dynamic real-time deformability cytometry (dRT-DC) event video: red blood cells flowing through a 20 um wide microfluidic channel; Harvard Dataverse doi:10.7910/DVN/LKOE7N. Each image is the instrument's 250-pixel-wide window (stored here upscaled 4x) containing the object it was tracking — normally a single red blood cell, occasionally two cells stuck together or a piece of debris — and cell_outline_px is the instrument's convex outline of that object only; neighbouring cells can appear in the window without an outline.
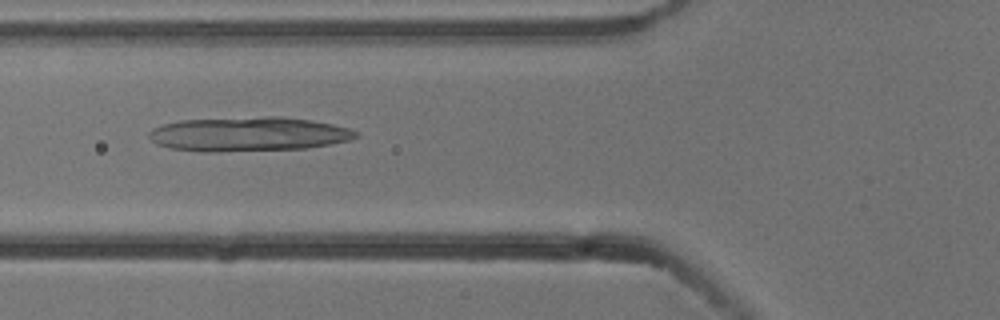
{"species": "common noctule bat (a hibernating species)", "species_latin": "Nyctalus noctula", "temperature_condition": "cold", "stored_images_in_passage": 6, "camera_frame_rate_fps": 3000, "um_per_image_px": 0.085, "animal": {"sex": "male", "body_mass_g": 13.3}, "frame": {"image": 1, "passage_image": 3, "time_ms": 0.667, "image_size_px": [1000, 320], "cell_outline_px": [[360, 136], [348, 140], [308, 148], [212, 152], [200, 152], [168, 148], [156, 144], [148, 136], [148, 132], [152, 128], [164, 124], [180, 120], [268, 116], [280, 116], [308, 120], [332, 124], [348, 128], [360, 132]], "centroid_in_image_um": [21.08, 11.4], "position_along_channel_um": 104.7, "area_um2": 41.5}}
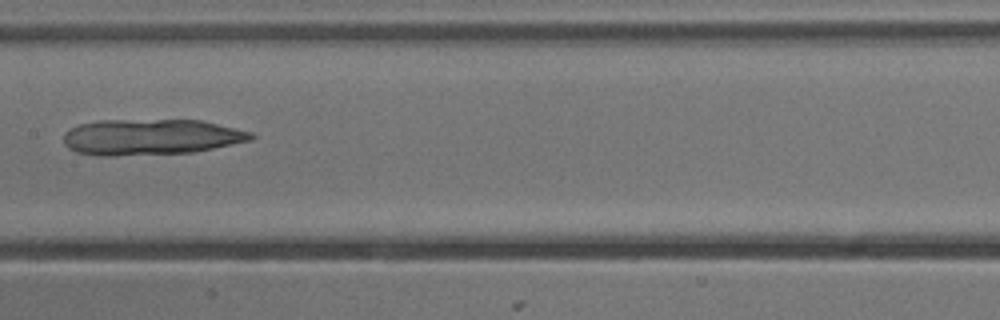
{"frame": {"image": 2, "passage_image": 5, "time_ms": 1.333, "image_size_px": [1000, 320], "cell_outline_px": [[256, 136], [252, 140], [192, 152], [116, 156], [96, 156], [76, 152], [68, 148], [64, 144], [64, 132], [80, 124], [100, 120], [200, 120], [252, 132]], "centroid_in_image_um": [12.79, 11.65], "position_along_channel_um": 194.6, "area_um2": 39.19}}
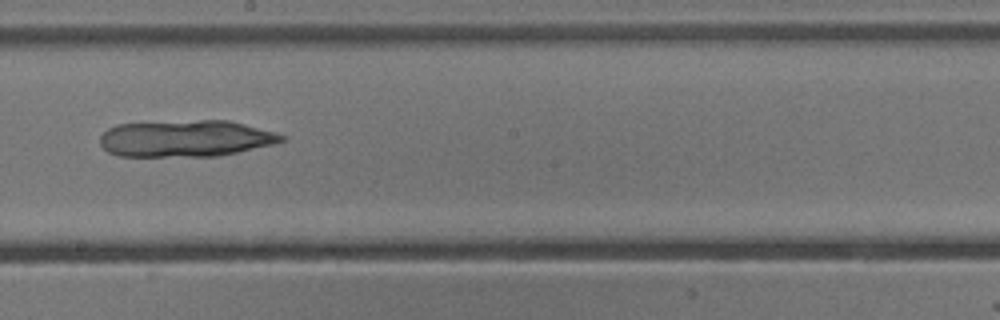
{"frame": {"image": 3, "passage_image": 6, "time_ms": 1.667, "image_size_px": [1000, 320], "cell_outline_px": [[284, 140], [272, 144], [220, 156], [116, 156], [108, 152], [100, 144], [100, 136], [108, 128], [116, 124], [200, 120], [228, 120], [276, 132], [284, 136]], "centroid_in_image_um": [15.75, 11.77], "position_along_channel_um": 232.5, "area_um2": 38.67}}